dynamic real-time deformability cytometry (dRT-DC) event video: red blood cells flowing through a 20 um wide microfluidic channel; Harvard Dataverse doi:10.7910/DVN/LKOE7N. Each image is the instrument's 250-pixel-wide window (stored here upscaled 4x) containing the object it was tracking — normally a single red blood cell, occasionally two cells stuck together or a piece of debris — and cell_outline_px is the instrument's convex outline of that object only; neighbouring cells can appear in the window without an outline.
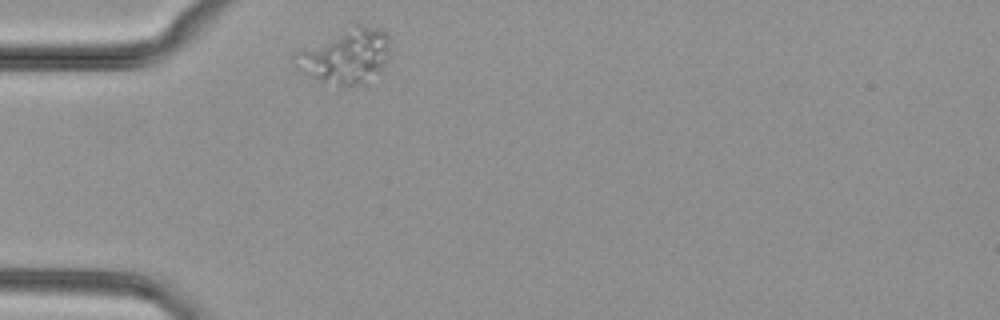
{"species": "common noctule bat (a hibernating species)", "species_latin": "Nyctalus noctula", "temperature_condition": "cold", "stored_images_in_passage": 29, "camera_frame_rate_fps": 3000, "um_per_image_px": 0.085, "animal": {"sex": "female", "body_mass_g": 29.2, "forearm_length_mm": 56.3}, "frame": {"image": 1, "passage_image": 1, "time_ms": 0.0, "image_size_px": [1000, 320], "cell_outline_px": [[388, 56], [384, 68], [368, 84], [340, 84], [320, 80], [296, 68], [292, 52], [300, 48], [356, 24], [360, 24], [376, 28], [384, 32], [388, 36]], "centroid_in_image_um": [29.37, 4.75], "position_along_channel_um": 55.6, "area_um2": 30.11}}
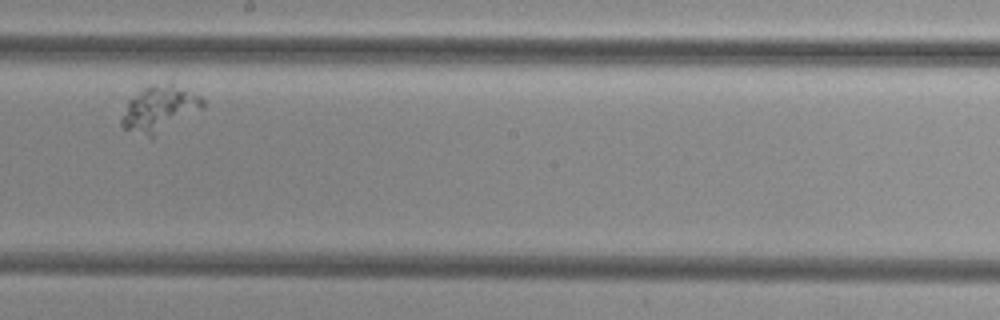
{"frame": {"image": 2, "passage_image": 17, "time_ms": 5.333, "image_size_px": [1000, 320], "cell_outline_px": [[204, 108], [152, 140], [124, 128], [120, 124], [120, 120], [128, 100], [144, 88], [152, 84], [168, 80], [172, 80], [200, 96], [204, 100]], "centroid_in_image_um": [13.59, 9.24], "position_along_channel_um": 234.6, "area_um2": 22.72}}
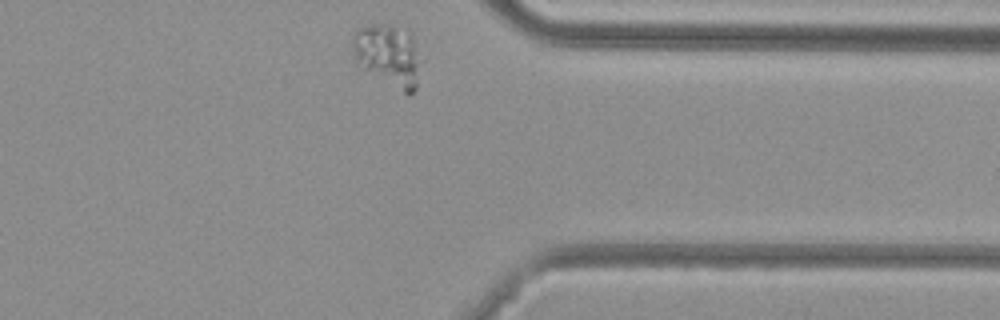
{"frame": {"image": 3, "passage_image": 29, "time_ms": 9.333, "image_size_px": [1000, 320], "cell_outline_px": [[416, 88], [412, 92], [404, 92], [364, 68], [352, 56], [352, 32], [356, 28], [372, 24], [384, 24], [408, 28], [412, 36], [416, 48]], "centroid_in_image_um": [32.9, 4.58], "position_along_channel_um": 378.5, "area_um2": 23.81}}